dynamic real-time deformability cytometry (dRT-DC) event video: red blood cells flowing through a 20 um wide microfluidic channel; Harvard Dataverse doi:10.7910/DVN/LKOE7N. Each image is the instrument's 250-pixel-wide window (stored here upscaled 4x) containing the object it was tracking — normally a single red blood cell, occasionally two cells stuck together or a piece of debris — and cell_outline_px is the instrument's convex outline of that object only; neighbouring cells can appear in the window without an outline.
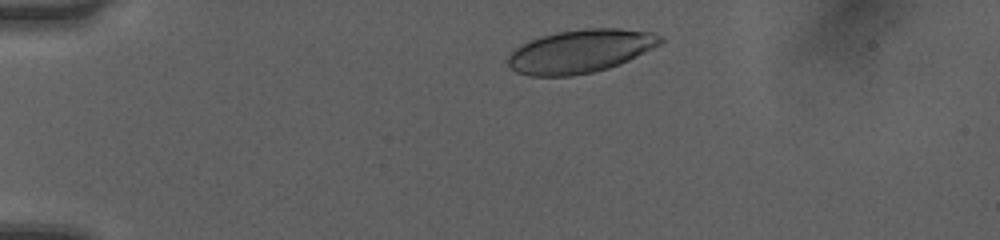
{"species": "human", "species_latin": "Homo sapiens", "temperature_condition": "room temperature", "stored_images_in_passage": 34, "camera_frame_rate_fps": 3000, "um_per_image_px": 0.085, "donor": {"sex": "female"}, "frame": {"image": 1, "passage_image": 2, "time_ms": 0.333, "image_size_px": [1000, 240], "cell_outline_px": [[664, 40], [660, 44], [620, 64], [608, 68], [592, 72], [572, 76], [528, 76], [516, 72], [508, 64], [508, 56], [520, 44], [528, 40], [540, 36], [556, 32], [584, 28], [620, 28], [652, 32], [660, 36]], "centroid_in_image_um": [49.31, 4.35], "position_along_channel_um": 35.7, "area_um2": 38.49}}
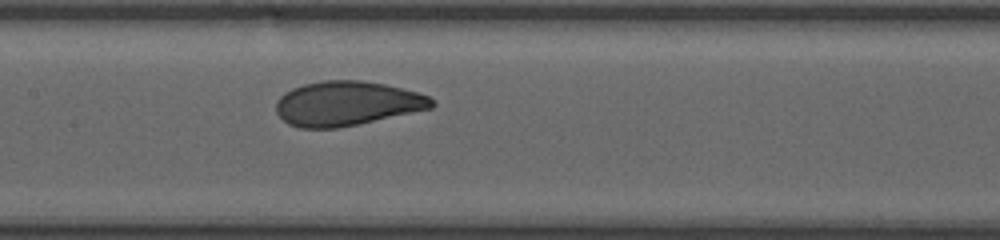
{"frame": {"image": 2, "passage_image": 17, "time_ms": 5.333, "image_size_px": [1000, 240], "cell_outline_px": [[436, 104], [432, 108], [356, 124], [336, 128], [300, 128], [288, 124], [276, 112], [276, 100], [284, 92], [292, 88], [304, 84], [320, 80], [360, 80], [384, 84], [416, 92], [428, 96]], "centroid_in_image_um": [29.44, 8.79], "position_along_channel_um": 178.0, "area_um2": 40.11}}
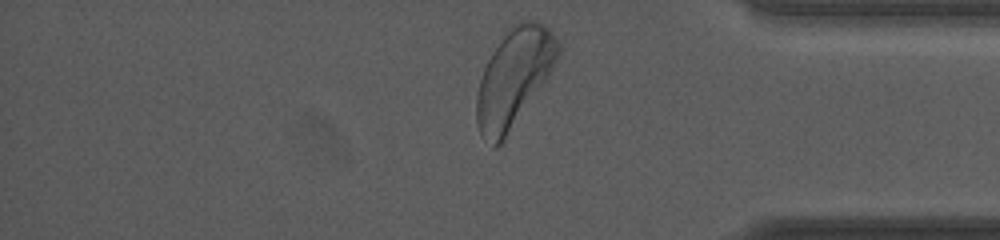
{"frame": {"image": 3, "passage_image": 34, "time_ms": 11.0, "image_size_px": [1000, 240], "cell_outline_px": [[560, 52], [548, 76], [504, 140], [496, 148], [492, 148], [480, 136], [476, 124], [476, 96], [480, 80], [484, 68], [492, 52], [512, 24], [520, 20], [536, 20], [544, 24], [556, 36], [560, 44]], "centroid_in_image_um": [43.66, 6.62], "position_along_channel_um": 391.5, "area_um2": 46.3}, "authors_computed_cell_mechanics": {"area_um2": 40.2288, "velocity_mm_per_s": 4.0258, "shape_relaxation_time_tau1_ms": 2.0372, "shape_relaxation_time_tau2_ms": 0.6972, "deformation_change_tau1": 0.1337, "deformation_change_tau2": 0.0667}}